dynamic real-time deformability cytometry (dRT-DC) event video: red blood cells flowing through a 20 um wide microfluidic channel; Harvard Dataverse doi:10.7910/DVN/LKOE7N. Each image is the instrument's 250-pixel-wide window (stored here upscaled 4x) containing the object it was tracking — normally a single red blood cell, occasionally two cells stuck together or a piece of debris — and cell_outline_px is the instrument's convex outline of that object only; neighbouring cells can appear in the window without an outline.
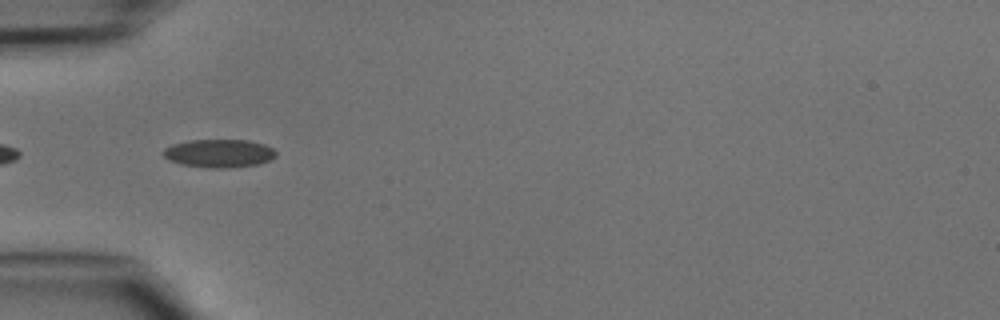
{"species": "common noctule bat (a hibernating species)", "species_latin": "Nyctalus noctula", "temperature_condition": "cold", "stored_images_in_passage": 15, "segment_of_instrument_passage": [2, 2], "camera_frame_rate_fps": 3000, "um_per_image_px": 0.085, "animal": {"sex": "male", "body_mass_g": 15.6}, "frame": {"image": 1, "passage_image": 13, "time_ms": 4.0, "image_size_px": [1000, 320], "cell_outline_px": [[276, 156], [260, 164], [228, 168], [208, 168], [180, 164], [164, 156], [160, 152], [164, 148], [172, 144], [188, 140], [248, 140], [264, 144], [272, 148], [276, 152]], "centroid_in_image_um": [18.6, 13.03], "position_along_channel_um": 66.4, "area_um2": 18.61}}